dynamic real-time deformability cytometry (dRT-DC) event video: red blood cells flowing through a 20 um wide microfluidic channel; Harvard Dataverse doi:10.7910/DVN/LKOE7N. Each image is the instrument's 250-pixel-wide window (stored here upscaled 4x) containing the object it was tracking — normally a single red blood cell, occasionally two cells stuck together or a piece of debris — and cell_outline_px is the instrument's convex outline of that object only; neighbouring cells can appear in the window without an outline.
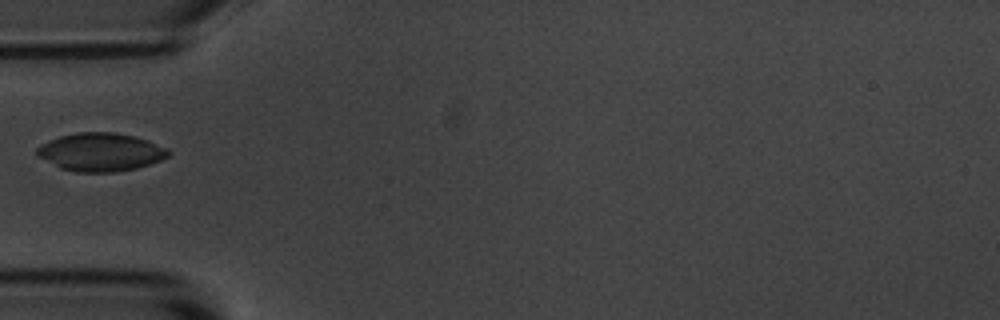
{"species": "common noctule bat (a hibernating species)", "species_latin": "Nyctalus noctula", "temperature_condition": "room temperature", "stored_images_in_passage": 39, "camera_frame_rate_fps": 3000, "um_per_image_px": 0.085, "animal": {"sex": "male", "body_mass_g": 20.1, "forearm_length_mm": 53.5}, "frame": {"image": 1, "passage_image": 1, "time_ms": 0.0, "image_size_px": [1000, 320], "cell_outline_px": [[172, 152], [168, 156], [160, 160], [136, 168], [116, 172], [76, 172], [60, 168], [36, 156], [36, 148], [40, 144], [48, 140], [60, 136], [80, 132], [116, 132], [148, 140], [168, 148]], "centroid_in_image_um": [8.53, 12.92], "position_along_channel_um": 76.5, "area_um2": 29.36}}
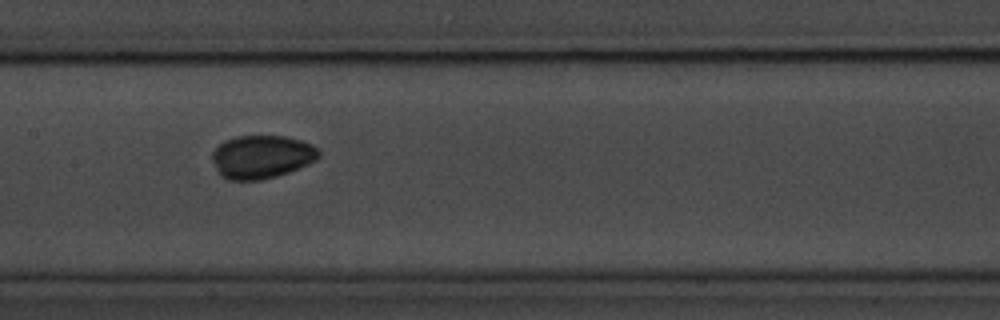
{"frame": {"image": 2, "passage_image": 10, "time_ms": 3.0, "image_size_px": [1000, 320], "cell_outline_px": [[320, 156], [316, 160], [308, 164], [288, 172], [276, 176], [260, 180], [228, 180], [220, 176], [212, 160], [212, 152], [224, 140], [236, 136], [284, 136], [300, 140], [312, 144], [320, 148]], "centroid_in_image_um": [22.25, 13.33], "position_along_channel_um": 185.2, "area_um2": 26.99}}
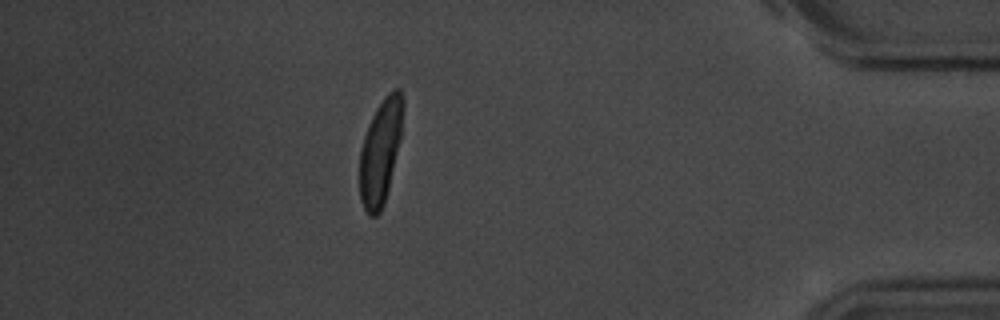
{"frame": {"image": 3, "passage_image": 32, "time_ms": 10.333, "image_size_px": [1000, 320], "cell_outline_px": [[404, 108], [400, 140], [384, 204], [380, 212], [376, 216], [368, 216], [360, 200], [360, 148], [368, 124], [376, 108], [384, 96], [392, 88], [400, 88], [404, 100]], "centroid_in_image_um": [32.34, 12.84], "position_along_channel_um": 402.9, "area_um2": 26.59}}